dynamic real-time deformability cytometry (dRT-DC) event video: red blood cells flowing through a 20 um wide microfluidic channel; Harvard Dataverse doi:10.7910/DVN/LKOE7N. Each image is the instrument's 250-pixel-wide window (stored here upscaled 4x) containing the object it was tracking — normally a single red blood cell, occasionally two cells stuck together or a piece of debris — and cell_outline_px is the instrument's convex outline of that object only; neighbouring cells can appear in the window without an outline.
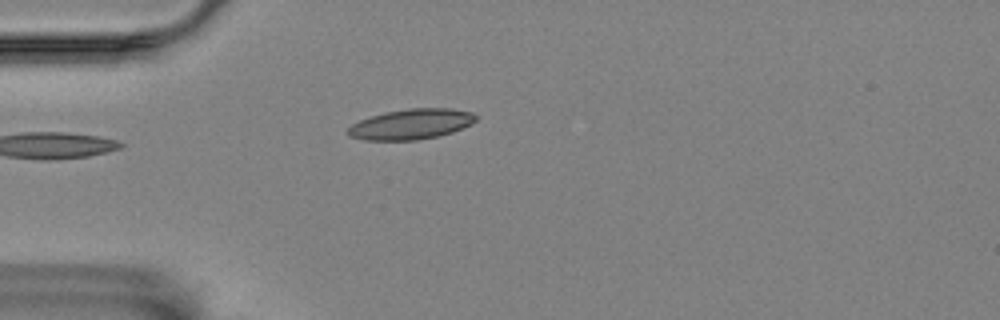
{"species": "Egyptian fruit bat (a non-hibernating species)", "species_latin": "Rousettus aegyptiacus", "temperature_condition": "room temperature", "stored_images_in_passage": 6, "camera_frame_rate_fps": 3000, "um_per_image_px": 0.085, "animal": {"sex": "female"}, "frame": {"image": 1, "passage_image": 1, "time_ms": 0.0, "image_size_px": [1000, 320], "cell_outline_px": [[480, 116], [472, 124], [452, 132], [436, 136], [416, 140], [364, 140], [348, 136], [344, 132], [352, 124], [360, 120], [384, 112], [408, 108], [452, 108], [472, 112]], "centroid_in_image_um": [34.95, 10.55], "position_along_channel_um": 50.0, "area_um2": 22.83}}